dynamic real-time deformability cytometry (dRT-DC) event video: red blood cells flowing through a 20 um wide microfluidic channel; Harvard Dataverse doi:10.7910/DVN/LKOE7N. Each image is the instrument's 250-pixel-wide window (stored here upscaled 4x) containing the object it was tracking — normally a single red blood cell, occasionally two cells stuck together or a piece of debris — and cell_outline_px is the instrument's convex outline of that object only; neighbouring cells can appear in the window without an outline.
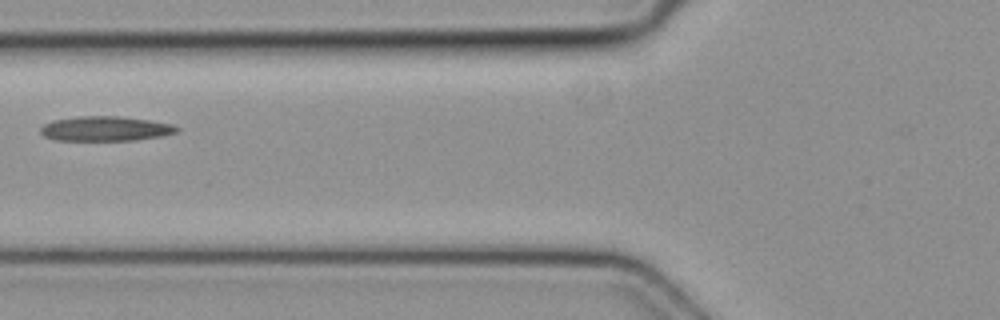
{"species": "common noctule bat (a hibernating species)", "species_latin": "Nyctalus noctula", "temperature_condition": "cold", "stored_images_in_passage": 3, "camera_frame_rate_fps": 3000, "um_per_image_px": 0.085, "animal": {"sex": "female", "body_mass_g": 19.3, "forearm_length_mm": 54.1}, "frame": {"image": 1, "passage_image": 3, "time_ms": 0.667, "image_size_px": [1000, 320], "cell_outline_px": [[180, 128], [176, 132], [164, 136], [136, 140], [56, 140], [44, 136], [40, 132], [40, 128], [44, 124], [52, 120], [80, 116], [120, 116], [148, 120], [172, 124]], "centroid_in_image_um": [8.97, 10.93], "position_along_channel_um": 116.8, "area_um2": 19.65}}